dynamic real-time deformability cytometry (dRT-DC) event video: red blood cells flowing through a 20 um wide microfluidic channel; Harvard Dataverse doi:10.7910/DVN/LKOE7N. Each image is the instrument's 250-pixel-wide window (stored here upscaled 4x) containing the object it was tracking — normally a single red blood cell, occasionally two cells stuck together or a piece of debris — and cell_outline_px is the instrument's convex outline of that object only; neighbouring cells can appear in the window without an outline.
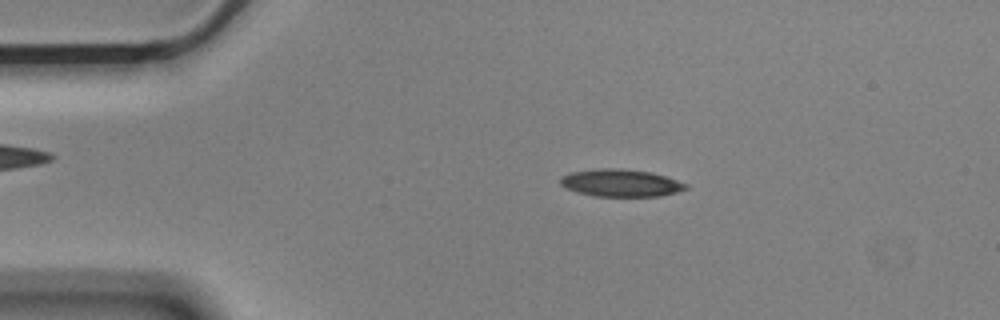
{"species": "Egyptian fruit bat (a non-hibernating species)", "species_latin": "Rousettus aegyptiacus", "temperature_condition": "cold", "stored_images_in_passage": 55, "camera_frame_rate_fps": 3000, "um_per_image_px": 0.085, "animal": {"sex": "male"}, "frame": {"image": 1, "passage_image": 10, "time_ms": 3.0, "image_size_px": [1000, 320], "cell_outline_px": [[688, 188], [676, 192], [660, 196], [592, 196], [576, 192], [560, 184], [560, 176], [572, 172], [596, 168], [620, 168], [652, 172], [668, 176], [688, 184]], "centroid_in_image_um": [52.78, 15.54], "position_along_channel_um": 32.2, "area_um2": 20.23}}
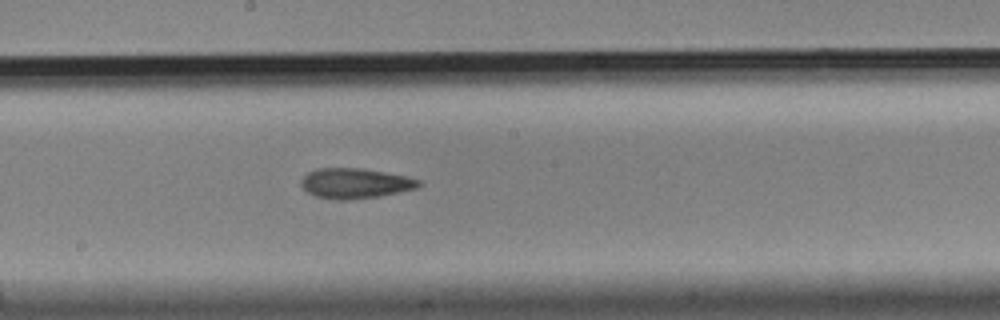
{"frame": {"image": 2, "passage_image": 29, "time_ms": 9.333, "image_size_px": [1000, 320], "cell_outline_px": [[424, 184], [416, 188], [400, 192], [380, 196], [348, 200], [336, 200], [316, 196], [308, 192], [300, 184], [300, 180], [308, 172], [316, 168], [360, 168], [384, 172], [404, 176], [420, 180]], "centroid_in_image_um": [30.18, 15.58], "position_along_channel_um": 218.0, "area_um2": 20.69}}
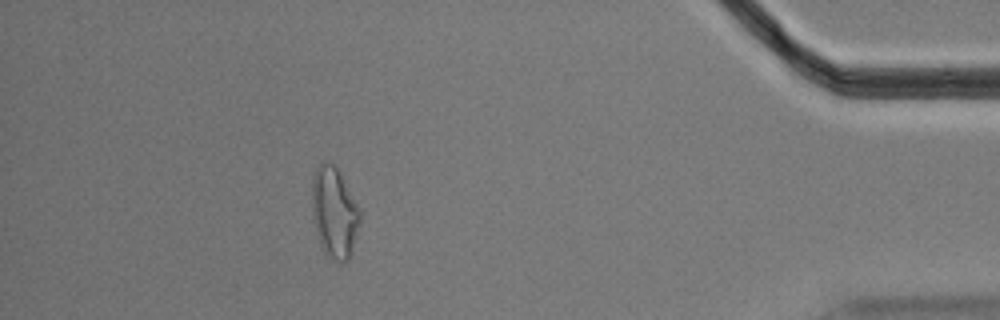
{"frame": {"image": 3, "passage_image": 49, "time_ms": 16.0, "image_size_px": [1000, 320], "cell_outline_px": [[360, 224], [348, 260], [344, 264], [328, 256], [324, 252], [320, 244], [316, 232], [312, 212], [312, 180], [316, 168], [324, 160], [328, 160], [336, 164], [340, 168], [360, 208]], "centroid_in_image_um": [28.43, 17.98], "position_along_channel_um": 406.8, "area_um2": 25.95}, "authors_computed_cell_mechanics": {"area_um2": 20.4612, "velocity_mm_per_s": 3.5903, "shape_relaxation_time_tau1_ms": 9.6761, "shape_relaxation_time_tau2_ms": 1.9531, "deformation_change_tau1": 0.2268, "deformation_change_tau2": 0.1037}}